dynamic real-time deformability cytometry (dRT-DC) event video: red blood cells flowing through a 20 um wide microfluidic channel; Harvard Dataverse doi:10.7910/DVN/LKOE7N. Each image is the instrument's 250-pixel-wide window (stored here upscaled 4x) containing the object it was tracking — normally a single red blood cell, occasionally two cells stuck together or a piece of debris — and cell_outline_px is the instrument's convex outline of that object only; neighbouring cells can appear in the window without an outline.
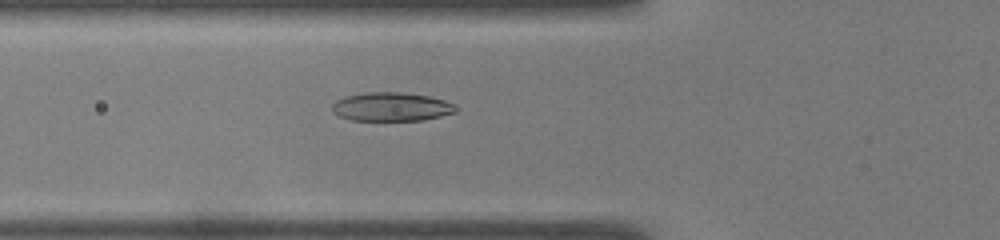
{"species": "common noctule bat (a hibernating species)", "species_latin": "Nyctalus noctula", "temperature_condition": "warm", "stored_images_in_passage": 44, "camera_frame_rate_fps": 3000, "um_per_image_px": 0.085, "animal": {"sex": "male", "body_mass_g": 19.0, "forearm_length_mm": 50.8}, "frame": {"image": 1, "passage_image": 11, "time_ms": 3.333, "image_size_px": [1000, 240], "cell_outline_px": [[460, 108], [456, 112], [440, 116], [420, 120], [352, 120], [340, 116], [332, 112], [332, 104], [336, 100], [344, 96], [364, 92], [400, 92], [428, 96], [444, 100]], "centroid_in_image_um": [33.24, 9.07], "position_along_channel_um": 92.6, "area_um2": 20.69}}
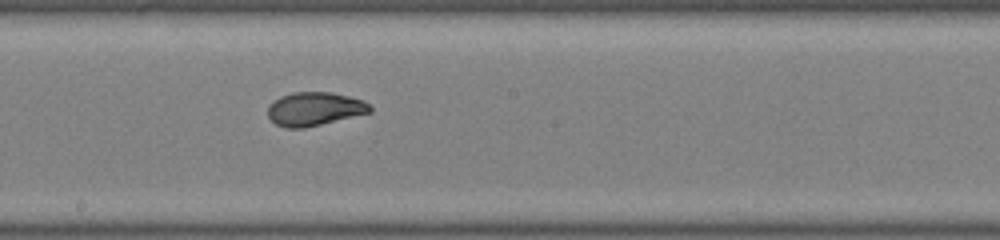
{"frame": {"image": 2, "passage_image": 21, "time_ms": 6.667, "image_size_px": [1000, 240], "cell_outline_px": [[372, 112], [304, 128], [288, 128], [276, 124], [268, 116], [268, 104], [272, 100], [280, 96], [292, 92], [332, 92], [364, 100], [372, 108]], "centroid_in_image_um": [26.72, 9.24], "position_along_channel_um": 221.5, "area_um2": 20.06}}
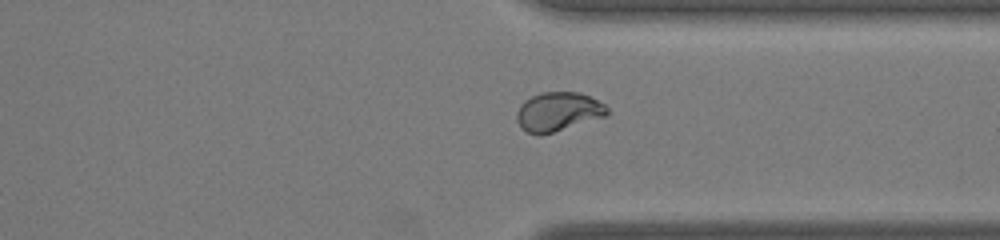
{"frame": {"image": 3, "passage_image": 32, "time_ms": 10.333, "image_size_px": [1000, 240], "cell_outline_px": [[608, 116], [540, 136], [528, 132], [516, 120], [516, 112], [520, 104], [524, 100], [532, 96], [544, 92], [580, 92], [604, 104], [608, 108]], "centroid_in_image_um": [47.45, 9.5], "position_along_channel_um": 364.0, "area_um2": 20.58}, "authors_computed_cell_mechanics": {"area_um2": 20.5768, "velocity_mm_per_s": 3.8688, "shape_relaxation_time_tau1_ms": 7.9744, "shape_relaxation_time_tau2_ms": null, "deformation_change_tau1": 0.2511, "deformation_change_tau2": null}}